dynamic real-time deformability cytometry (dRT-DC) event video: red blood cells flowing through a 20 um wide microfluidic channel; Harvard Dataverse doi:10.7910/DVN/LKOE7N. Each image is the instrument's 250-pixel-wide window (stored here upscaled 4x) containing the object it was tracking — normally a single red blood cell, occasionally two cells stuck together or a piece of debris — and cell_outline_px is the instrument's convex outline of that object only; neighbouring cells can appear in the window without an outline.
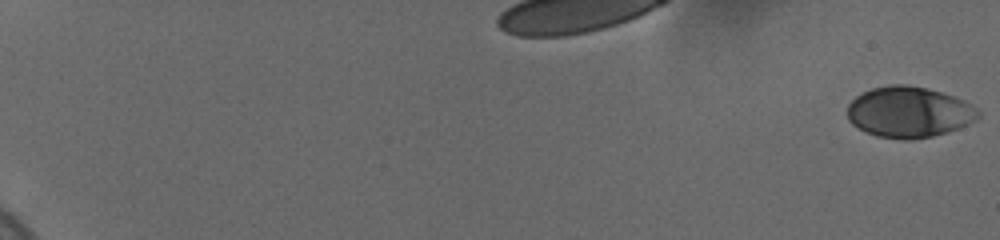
{"species": "human", "species_latin": "Homo sapiens", "temperature_condition": "cold", "stored_images_in_passage": 60, "camera_frame_rate_fps": 3000, "um_per_image_px": 0.085, "donor": {"sex": "female"}, "frame": {"image": 1, "passage_image": 1, "time_ms": 0.0, "image_size_px": [1000, 240], "cell_outline_px": [[980, 116], [976, 120], [968, 124], [948, 132], [932, 136], [912, 140], [904, 140], [876, 136], [852, 124], [848, 120], [848, 104], [856, 96], [872, 88], [892, 84], [904, 84], [928, 88], [964, 100], [980, 112]], "centroid_in_image_um": [77.26, 9.53], "position_along_channel_um": 7.7, "area_um2": 38.73}}
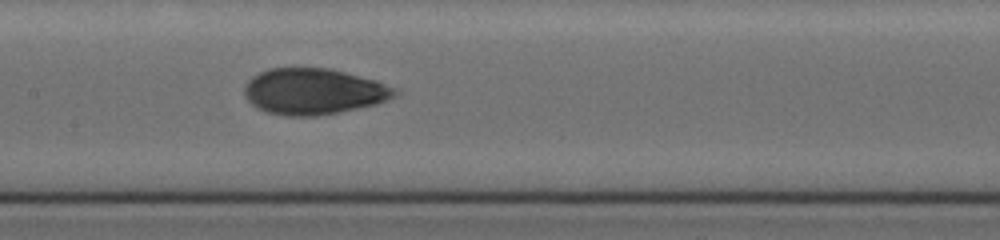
{"frame": {"image": 2, "passage_image": 34, "time_ms": 11.0, "image_size_px": [1000, 240], "cell_outline_px": [[400, 92], [396, 96], [376, 104], [316, 116], [288, 116], [268, 112], [256, 108], [248, 100], [244, 92], [244, 88], [248, 80], [252, 76], [268, 68], [328, 68], [376, 80], [396, 88]], "centroid_in_image_um": [26.65, 7.77], "position_along_channel_um": 180.7, "area_um2": 40.23}}
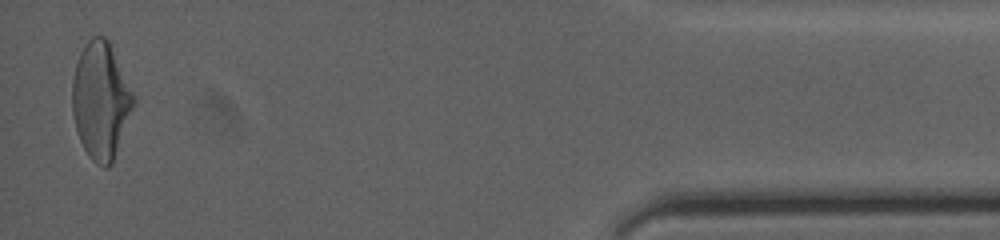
{"frame": {"image": 3, "passage_image": 59, "time_ms": 19.333, "image_size_px": [1000, 240], "cell_outline_px": [[136, 100], [112, 164], [108, 168], [104, 168], [96, 164], [88, 156], [80, 140], [76, 128], [72, 112], [72, 80], [76, 64], [80, 52], [88, 40], [92, 36], [104, 36], [108, 40], [136, 96]], "centroid_in_image_um": [8.57, 8.56], "position_along_channel_um": 426.6, "area_um2": 41.79}, "authors_computed_cell_mechanics": {"area_um2": 39.0728, "velocity_mm_per_s": 3.6818, "shape_relaxation_time_tau1_ms": 4.8625, "shape_relaxation_time_tau2_ms": 1.1915, "deformation_change_tau1": 0.1693, "deformation_change_tau2": 0.0583}}